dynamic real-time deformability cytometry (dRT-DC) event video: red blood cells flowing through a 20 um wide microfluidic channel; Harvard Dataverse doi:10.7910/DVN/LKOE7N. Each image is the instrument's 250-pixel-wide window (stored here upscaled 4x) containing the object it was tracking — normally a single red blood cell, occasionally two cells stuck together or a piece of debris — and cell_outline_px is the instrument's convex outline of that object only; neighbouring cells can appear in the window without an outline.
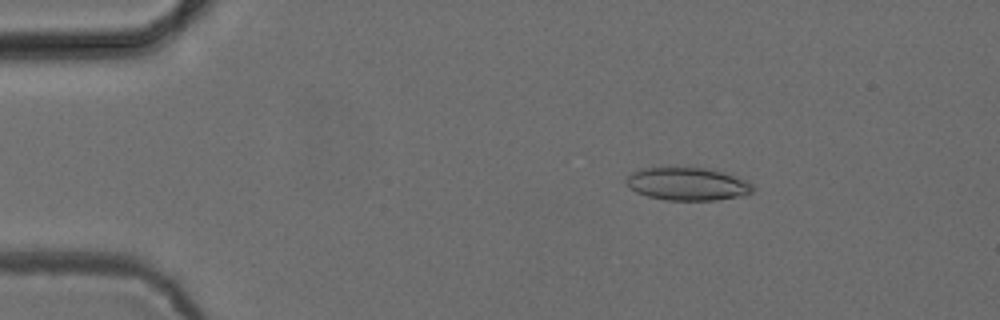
{"species": "common noctule bat (a hibernating species)", "species_latin": "Nyctalus noctula", "temperature_condition": "cold", "stored_images_in_passage": 45, "camera_frame_rate_fps": 3000, "um_per_image_px": 0.085, "animal": {"sex": "female", "body_mass_g": 24.6, "forearm_length_mm": 56.2}, "frame": {"image": 1, "passage_image": 1, "time_ms": 0.0, "image_size_px": [1000, 320], "cell_outline_px": [[752, 192], [744, 196], [716, 200], [664, 200], [648, 196], [636, 192], [628, 188], [624, 184], [624, 180], [632, 172], [640, 168], [704, 168], [736, 176], [748, 180], [752, 184]], "centroid_in_image_um": [58.4, 15.65], "position_along_channel_um": 26.6, "area_um2": 24.33}}
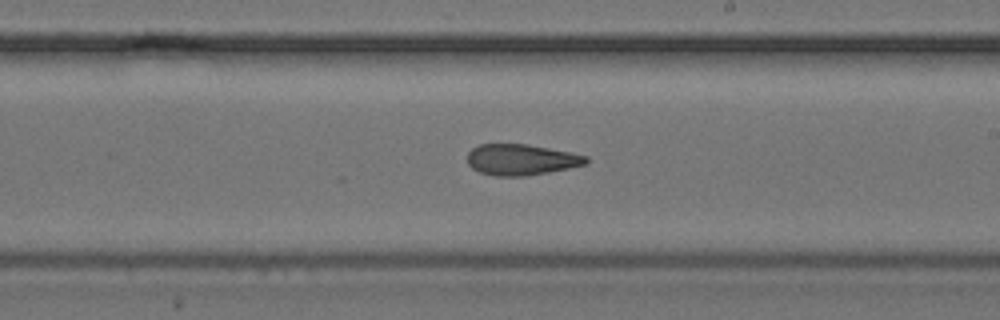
{"frame": {"image": 2, "passage_image": 23, "time_ms": 7.333, "image_size_px": [1000, 320], "cell_outline_px": [[588, 164], [548, 172], [524, 176], [496, 176], [480, 172], [472, 168], [468, 164], [468, 152], [472, 148], [480, 144], [528, 144], [572, 152], [588, 156]], "centroid_in_image_um": [44.32, 13.56], "position_along_channel_um": 244.7, "area_um2": 21.5}}
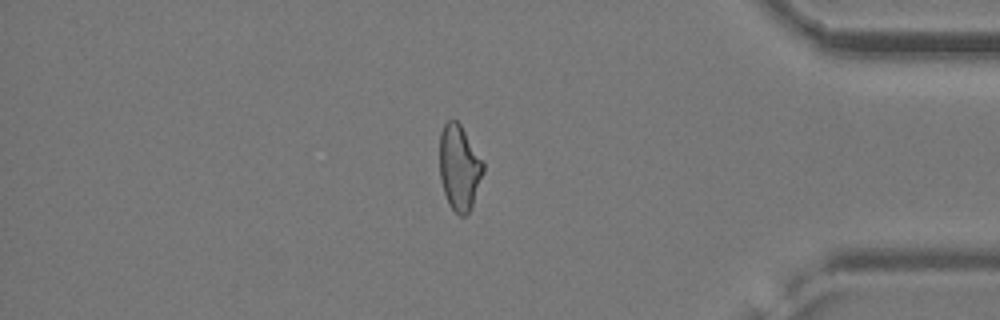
{"frame": {"image": 3, "passage_image": 37, "time_ms": 12.0, "image_size_px": [1000, 320], "cell_outline_px": [[484, 172], [472, 204], [468, 212], [464, 216], [460, 216], [448, 204], [440, 180], [440, 132], [444, 124], [448, 120], [456, 120], [460, 124], [484, 164]], "centroid_in_image_um": [39.02, 14.24], "position_along_channel_um": 396.2, "area_um2": 21.39}, "authors_computed_cell_mechanics": {"area_um2": 22.5998, "velocity_mm_per_s": 3.9034, "shape_relaxation_time_tau1_ms": 9.5884, "shape_relaxation_time_tau2_ms": 5.6274, "deformation_change_tau1": 0.198, "deformation_change_tau2": 0.1529}}